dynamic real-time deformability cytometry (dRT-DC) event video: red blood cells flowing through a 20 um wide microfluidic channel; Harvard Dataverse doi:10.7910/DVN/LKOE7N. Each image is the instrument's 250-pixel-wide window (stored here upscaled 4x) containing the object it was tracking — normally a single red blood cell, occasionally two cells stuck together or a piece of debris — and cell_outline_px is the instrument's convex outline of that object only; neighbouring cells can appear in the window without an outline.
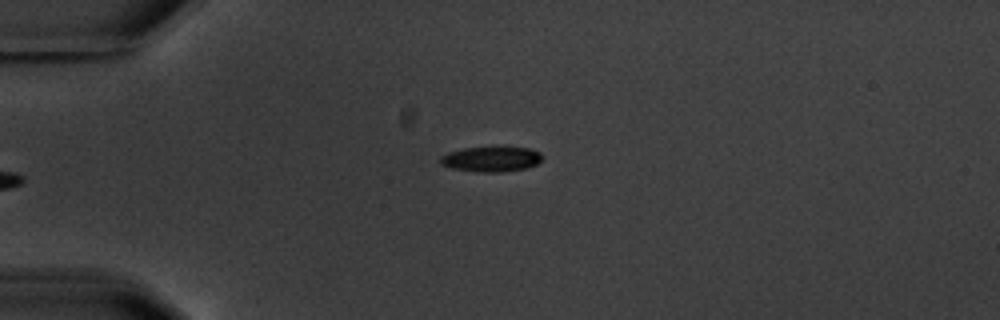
{"species": "common noctule bat (a hibernating species)", "species_latin": "Nyctalus noctula", "temperature_condition": "warm", "stored_images_in_passage": 5, "camera_frame_rate_fps": 3000, "um_per_image_px": 0.085, "animal": {"sex": "male", "body_mass_g": 20.1, "forearm_length_mm": 53.5}, "frame": {"image": 1, "passage_image": 5, "time_ms": 5.0, "image_size_px": [1000, 320], "cell_outline_px": [[540, 160], [536, 164], [524, 168], [500, 172], [480, 172], [452, 168], [440, 164], [440, 156], [448, 152], [464, 148], [500, 144], [528, 148], [540, 152]], "centroid_in_image_um": [41.73, 13.47], "position_along_channel_um": 43.3, "area_um2": 15.43}}